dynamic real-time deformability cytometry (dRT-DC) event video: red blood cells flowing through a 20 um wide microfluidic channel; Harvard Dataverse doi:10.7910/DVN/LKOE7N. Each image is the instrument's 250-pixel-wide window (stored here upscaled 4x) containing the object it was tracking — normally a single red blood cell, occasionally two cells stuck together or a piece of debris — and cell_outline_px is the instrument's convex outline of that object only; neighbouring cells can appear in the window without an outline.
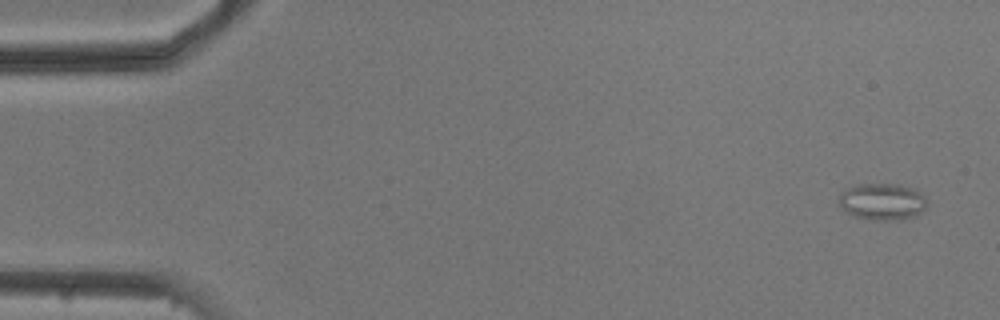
{"species": "common noctule bat (a hibernating species)", "species_latin": "Nyctalus noctula", "temperature_condition": "cold", "stored_images_in_passage": 4, "camera_frame_rate_fps": 3000, "um_per_image_px": 0.085, "animal": {"sex": "male", "body_mass_g": 20.5, "forearm_length_mm": 52.5}, "frame": {"image": 1, "passage_image": 1, "time_ms": 0.0, "image_size_px": [1000, 320], "cell_outline_px": [[928, 204], [916, 216], [900, 220], [872, 220], [856, 216], [840, 208], [836, 200], [840, 192], [848, 188], [860, 184], [888, 184], [912, 188], [920, 192], [924, 196]], "centroid_in_image_um": [74.96, 17.15], "position_along_channel_um": 10.0, "area_um2": 18.9}}
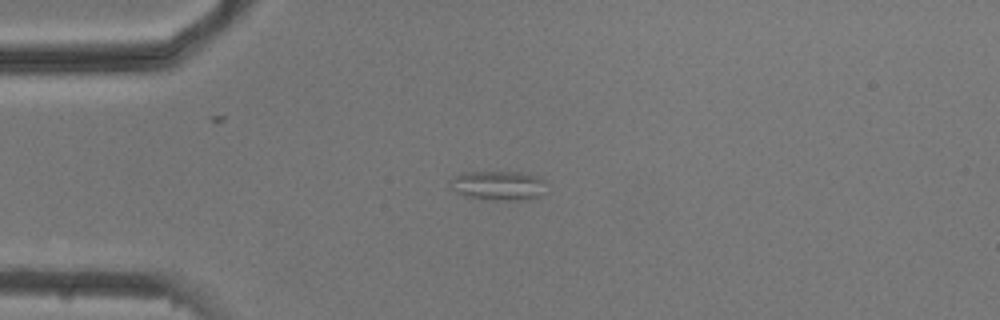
{"frame": {"image": 2, "passage_image": 4, "time_ms": 3.667, "image_size_px": [1000, 320], "cell_outline_px": [[544, 196], [528, 200], [496, 200], [464, 196], [456, 192], [448, 184], [448, 180], [452, 176], [460, 172], [520, 172], [540, 176], [544, 180]], "centroid_in_image_um": [42.35, 15.76], "position_along_channel_um": 42.7, "area_um2": 16.94}}